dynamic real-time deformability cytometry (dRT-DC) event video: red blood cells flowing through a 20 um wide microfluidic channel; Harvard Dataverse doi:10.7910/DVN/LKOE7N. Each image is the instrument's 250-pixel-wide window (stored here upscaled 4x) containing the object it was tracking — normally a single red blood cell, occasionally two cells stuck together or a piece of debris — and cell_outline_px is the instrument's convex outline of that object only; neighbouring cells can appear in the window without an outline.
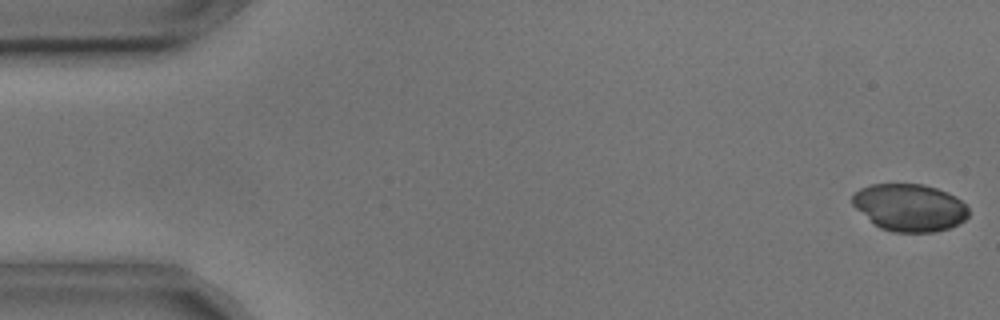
{"species": "common noctule bat (a hibernating species)", "species_latin": "Nyctalus noctula", "temperature_condition": "cold", "stored_images_in_passage": 54, "camera_frame_rate_fps": 3000, "um_per_image_px": 0.085, "animal": {"sex": "male", "body_mass_g": 17.9, "forearm_length_mm": 54.2}, "frame": {"image": 1, "passage_image": 1, "time_ms": 0.0, "image_size_px": [1000, 320], "cell_outline_px": [[968, 216], [964, 220], [948, 228], [932, 232], [892, 232], [880, 228], [856, 208], [852, 204], [852, 196], [860, 188], [872, 184], [924, 184], [948, 192], [956, 196], [968, 208]], "centroid_in_image_um": [77.32, 17.63], "position_along_channel_um": 7.7, "area_um2": 31.85}}
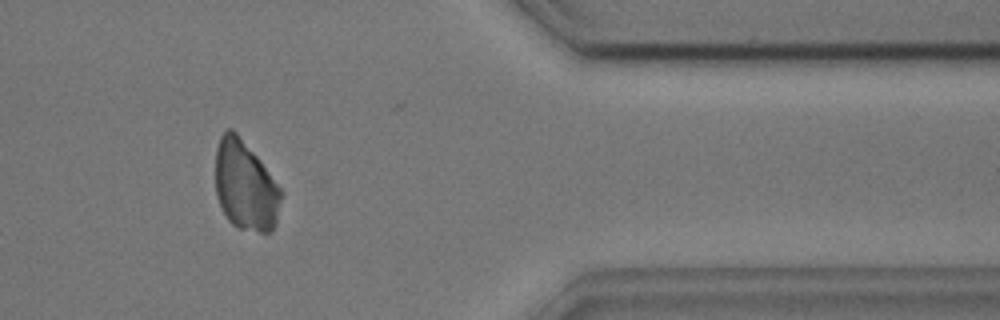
{"frame": {"image": 2, "passage_image": 45, "time_ms": 14.667, "image_size_px": [1000, 320], "cell_outline_px": [[284, 192], [276, 224], [268, 232], [260, 232], [236, 228], [228, 220], [216, 196], [216, 148], [220, 136], [228, 128], [232, 128], [236, 132], [260, 160]], "centroid_in_image_um": [20.87, 15.8], "position_along_channel_um": 390.5, "area_um2": 34.45}}
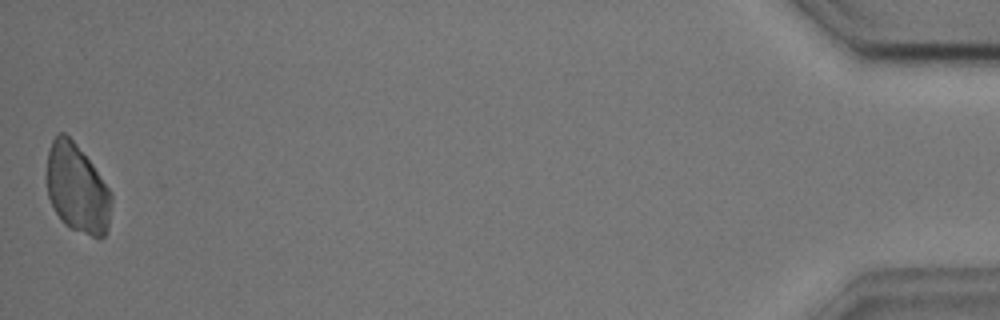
{"frame": {"image": 3, "passage_image": 54, "time_ms": 17.667, "image_size_px": [1000, 320], "cell_outline_px": [[112, 200], [108, 232], [100, 240], [72, 228], [64, 224], [60, 220], [48, 196], [48, 152], [52, 140], [60, 132], [64, 132], [76, 144], [92, 164], [112, 192]], "centroid_in_image_um": [6.6, 16.07], "position_along_channel_um": 428.6, "area_um2": 33.35}}